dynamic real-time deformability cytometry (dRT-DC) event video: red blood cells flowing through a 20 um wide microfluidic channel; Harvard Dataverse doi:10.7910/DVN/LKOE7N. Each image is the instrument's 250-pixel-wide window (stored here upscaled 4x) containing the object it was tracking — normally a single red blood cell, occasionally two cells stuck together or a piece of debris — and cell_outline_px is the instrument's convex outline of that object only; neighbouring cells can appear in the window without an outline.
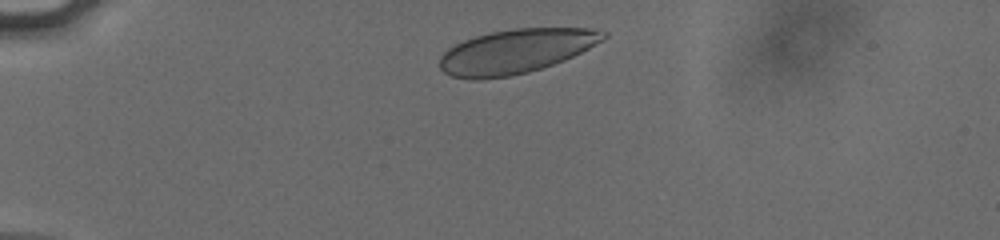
{"species": "human", "species_latin": "Homo sapiens", "temperature_condition": "cold", "stored_images_in_passage": 38, "camera_frame_rate_fps": 3000, "um_per_image_px": 0.085, "donor": {"sex": "male"}, "frame": {"image": 1, "passage_image": 3, "time_ms": 0.667, "image_size_px": [1000, 240], "cell_outline_px": [[608, 36], [604, 40], [564, 60], [528, 72], [508, 76], [480, 80], [468, 80], [452, 76], [444, 72], [440, 68], [440, 56], [448, 48], [464, 40], [488, 32], [512, 28], [596, 28], [608, 32]], "centroid_in_image_um": [43.85, 4.35], "position_along_channel_um": 41.2, "area_um2": 42.31}}
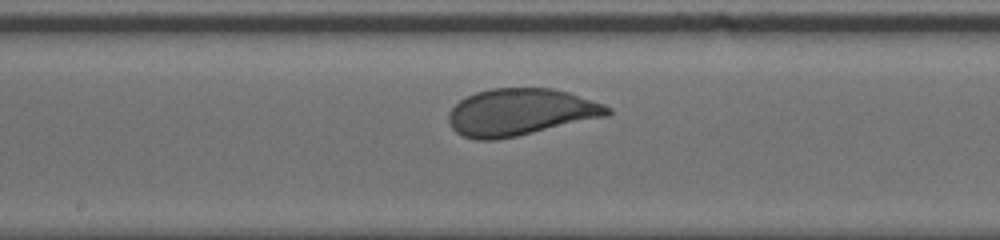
{"frame": {"image": 2, "passage_image": 20, "time_ms": 6.333, "image_size_px": [1000, 240], "cell_outline_px": [[612, 112], [608, 116], [516, 136], [496, 140], [476, 140], [464, 136], [456, 132], [452, 128], [448, 120], [448, 112], [460, 100], [476, 92], [492, 88], [552, 88], [568, 92], [604, 104], [612, 108]], "centroid_in_image_um": [44.24, 9.53], "position_along_channel_um": 204.0, "area_um2": 43.41}}
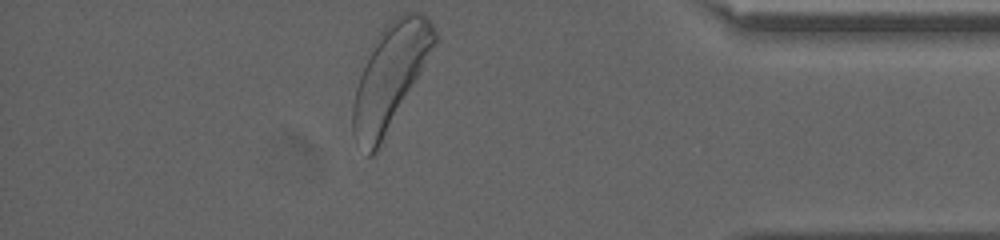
{"frame": {"image": 3, "passage_image": 38, "time_ms": 12.333, "image_size_px": [1000, 240], "cell_outline_px": [[440, 40], [376, 152], [372, 156], [368, 156], [352, 132], [352, 104], [356, 88], [360, 76], [368, 56], [380, 32], [396, 16], [404, 12], [424, 12], [436, 28]], "centroid_in_image_um": [33.23, 6.46], "position_along_channel_um": 402.0, "area_um2": 49.19}, "authors_computed_cell_mechanics": {"area_um2": 43.2922, "velocity_mm_per_s": 3.7762, "shape_relaxation_time_tau1_ms": 1.9448, "shape_relaxation_time_tau2_ms": null, "deformation_change_tau1": 0.106, "deformation_change_tau2": null}}